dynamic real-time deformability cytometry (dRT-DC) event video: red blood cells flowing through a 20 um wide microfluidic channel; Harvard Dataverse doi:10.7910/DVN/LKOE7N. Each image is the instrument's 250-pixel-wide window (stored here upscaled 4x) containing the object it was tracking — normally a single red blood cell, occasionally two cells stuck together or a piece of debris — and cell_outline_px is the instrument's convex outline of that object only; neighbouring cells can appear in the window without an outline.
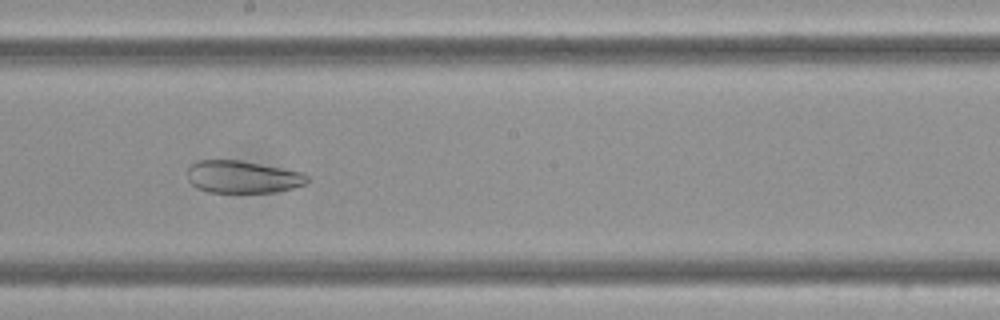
{"species": "Egyptian fruit bat (a non-hibernating species)", "species_latin": "Rousettus aegyptiacus", "temperature_condition": "cold", "stored_images_in_passage": 13, "camera_frame_rate_fps": 3000, "um_per_image_px": 0.085, "frame": {"image": 1, "passage_image": 6, "time_ms": 1.667, "image_size_px": [1000, 320], "cell_outline_px": [[308, 180], [304, 184], [292, 188], [276, 192], [208, 192], [196, 188], [188, 180], [188, 168], [192, 164], [200, 160], [240, 160], [304, 172], [308, 176]], "centroid_in_image_um": [20.62, 15.03], "position_along_channel_um": 227.6, "area_um2": 22.6}}
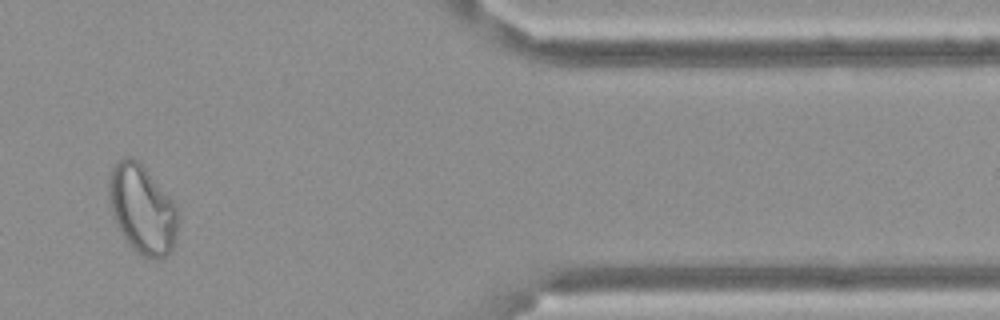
{"frame": {"image": 2, "passage_image": 11, "time_ms": 3.333, "image_size_px": [1000, 320], "cell_outline_px": [[176, 236], [172, 248], [164, 256], [156, 260], [152, 260], [136, 252], [128, 244], [120, 232], [116, 224], [108, 200], [108, 184], [112, 164], [116, 160], [124, 156], [132, 156], [144, 168], [176, 204]], "centroid_in_image_um": [12.03, 17.77], "position_along_channel_um": 399.4, "area_um2": 35.6}}